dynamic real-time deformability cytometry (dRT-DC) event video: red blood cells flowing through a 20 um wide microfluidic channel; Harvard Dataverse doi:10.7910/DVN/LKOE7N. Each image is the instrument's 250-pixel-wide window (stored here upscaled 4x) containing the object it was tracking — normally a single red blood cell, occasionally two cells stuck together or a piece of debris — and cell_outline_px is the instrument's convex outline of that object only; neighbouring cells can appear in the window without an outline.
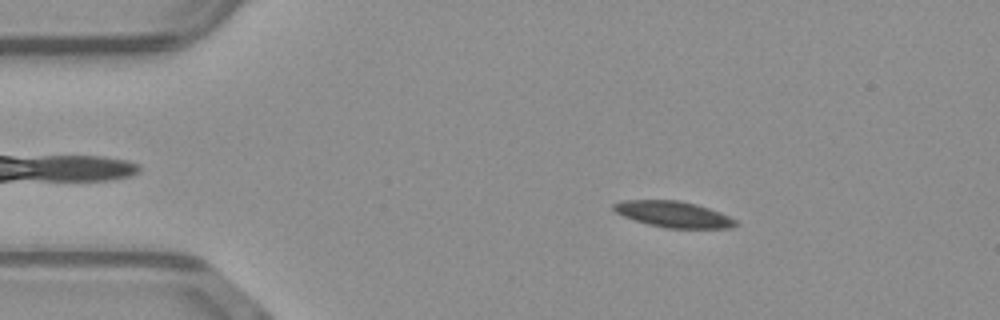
{"species": "common noctule bat (a hibernating species)", "species_latin": "Nyctalus noctula", "temperature_condition": "warm", "stored_images_in_passage": 50, "camera_frame_rate_fps": 3000, "um_per_image_px": 0.085, "animal": {"sex": "male", "body_mass_g": 23.1, "forearm_length_mm": 52.7}, "frame": {"image": 1, "passage_image": 8, "time_ms": 2.333, "image_size_px": [1000, 320], "cell_outline_px": [[740, 224], [732, 228], [664, 228], [648, 224], [624, 216], [616, 212], [612, 208], [612, 204], [620, 200], [680, 200], [696, 204], [720, 212], [736, 220]], "centroid_in_image_um": [57.25, 18.21], "position_along_channel_um": 27.8, "area_um2": 18.61}}
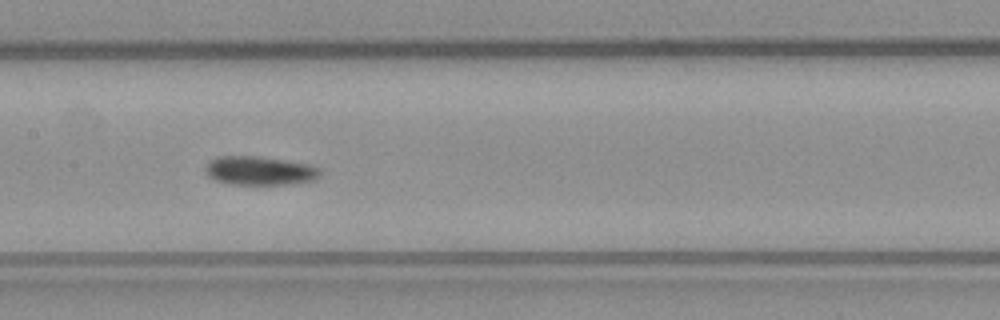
{"frame": {"image": 2, "passage_image": 24, "time_ms": 7.667, "image_size_px": [1000, 320], "cell_outline_px": [[320, 176], [316, 180], [296, 184], [228, 184], [216, 180], [208, 176], [208, 164], [212, 160], [220, 156], [256, 156], [312, 164], [320, 168]], "centroid_in_image_um": [22.18, 14.52], "position_along_channel_um": 185.2, "area_um2": 19.19}}
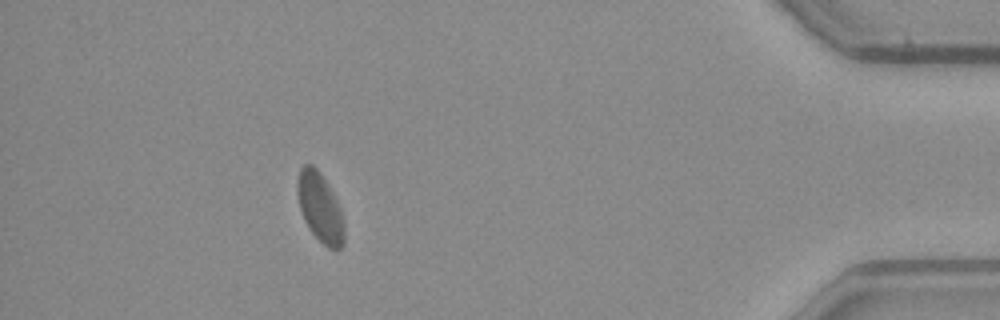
{"frame": {"image": 3, "passage_image": 45, "time_ms": 14.667, "image_size_px": [1000, 320], "cell_outline_px": [[344, 244], [336, 252], [328, 248], [312, 232], [304, 220], [300, 208], [296, 188], [296, 184], [300, 168], [304, 164], [312, 164], [320, 172], [328, 184], [340, 208], [344, 220]], "centroid_in_image_um": [27.21, 17.64], "position_along_channel_um": 408.0, "area_um2": 18.96}, "authors_computed_cell_mechanics": {"area_um2": 18.7272, "velocity_mm_per_s": 4.0383, "shape_relaxation_time_tau1_ms": 2.8748, "shape_relaxation_time_tau2_ms": 3.6997, "deformation_change_tau1": 0.0988, "deformation_change_tau2": 0.0879}}